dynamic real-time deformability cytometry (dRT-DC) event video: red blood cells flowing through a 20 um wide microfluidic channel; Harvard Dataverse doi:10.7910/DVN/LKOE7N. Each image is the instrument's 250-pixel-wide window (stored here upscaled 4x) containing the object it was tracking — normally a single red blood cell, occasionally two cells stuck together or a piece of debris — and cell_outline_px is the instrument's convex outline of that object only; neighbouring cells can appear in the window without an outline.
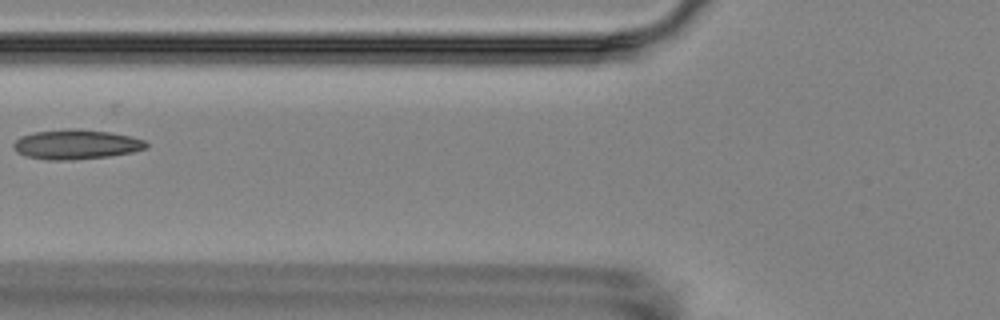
{"species": "Egyptian fruit bat (a non-hibernating species)", "species_latin": "Rousettus aegyptiacus", "temperature_condition": "room temperature", "stored_images_in_passage": 7, "camera_frame_rate_fps": 3000, "um_per_image_px": 0.085, "animal": {"sex": "female"}, "frame": {"image": 1, "passage_image": 7, "time_ms": 6.667, "image_size_px": [1000, 320], "cell_outline_px": [[148, 148], [132, 152], [108, 156], [72, 160], [48, 160], [24, 156], [16, 152], [12, 144], [20, 136], [32, 132], [68, 128], [76, 128], [108, 132], [128, 136], [144, 140], [148, 144]], "centroid_in_image_um": [6.42, 12.27], "position_along_channel_um": 119.4, "area_um2": 23.06}}